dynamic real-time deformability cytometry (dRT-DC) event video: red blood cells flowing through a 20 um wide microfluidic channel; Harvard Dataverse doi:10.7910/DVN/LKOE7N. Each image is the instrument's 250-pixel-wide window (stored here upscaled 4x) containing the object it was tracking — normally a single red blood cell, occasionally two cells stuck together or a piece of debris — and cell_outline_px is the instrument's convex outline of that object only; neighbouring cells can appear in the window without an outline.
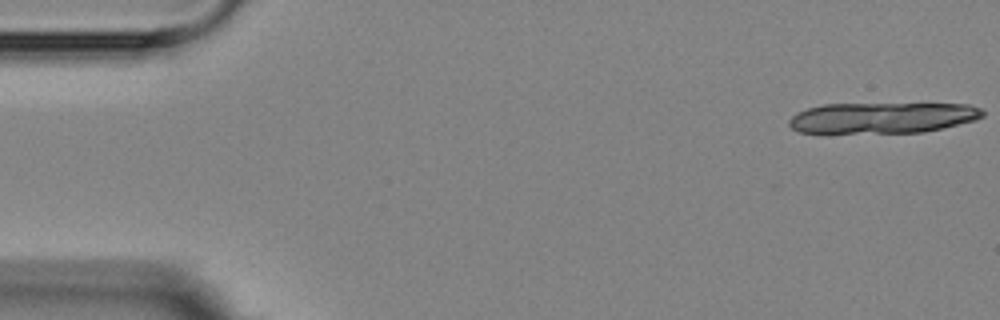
{"species": "Egyptian fruit bat (a non-hibernating species)", "species_latin": "Rousettus aegyptiacus", "temperature_condition": "room temperature", "stored_images_in_passage": 12, "camera_frame_rate_fps": 3000, "um_per_image_px": 0.085, "animal": {"sex": "female"}, "frame": {"image": 1, "passage_image": 1, "time_ms": 0.0, "image_size_px": [1000, 320], "cell_outline_px": [[984, 116], [976, 120], [924, 132], [828, 136], [796, 132], [788, 124], [788, 120], [796, 112], [808, 108], [824, 104], [968, 104], [980, 108], [984, 112]], "centroid_in_image_um": [74.86, 10.07], "position_along_channel_um": 10.1, "area_um2": 36.41}}
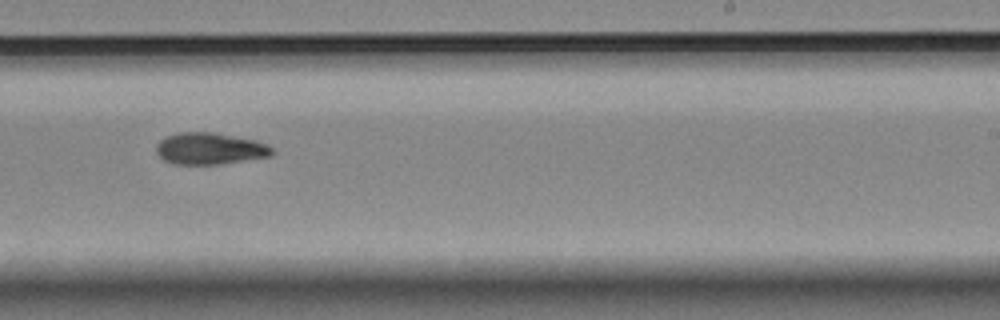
{"frame": {"image": 2, "passage_image": 10, "time_ms": 11.0, "image_size_px": [1000, 320], "cell_outline_px": [[276, 152], [272, 156], [220, 164], [172, 164], [164, 160], [156, 152], [156, 144], [164, 136], [180, 132], [212, 132], [256, 140], [268, 144]], "centroid_in_image_um": [17.85, 12.63], "position_along_channel_um": 271.2, "area_um2": 21.62}}
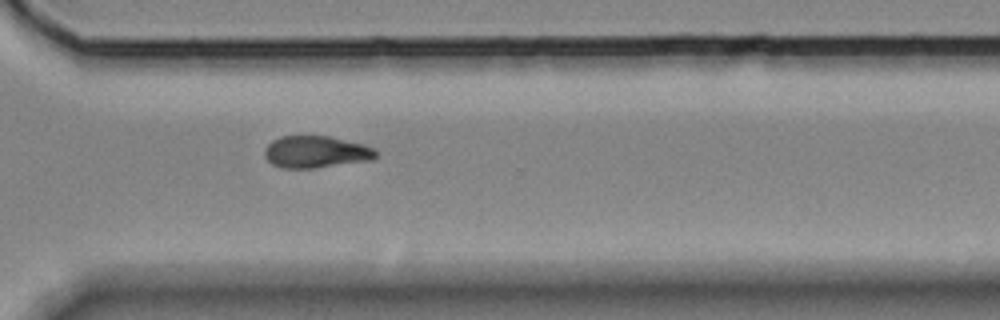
{"frame": {"image": 3, "passage_image": 12, "time_ms": 13.0, "image_size_px": [1000, 320], "cell_outline_px": [[376, 156], [372, 160], [312, 168], [284, 168], [272, 164], [264, 156], [264, 148], [272, 140], [280, 136], [328, 136], [364, 144], [376, 148]], "centroid_in_image_um": [26.85, 12.9], "position_along_channel_um": 343.8, "area_um2": 20.75}}